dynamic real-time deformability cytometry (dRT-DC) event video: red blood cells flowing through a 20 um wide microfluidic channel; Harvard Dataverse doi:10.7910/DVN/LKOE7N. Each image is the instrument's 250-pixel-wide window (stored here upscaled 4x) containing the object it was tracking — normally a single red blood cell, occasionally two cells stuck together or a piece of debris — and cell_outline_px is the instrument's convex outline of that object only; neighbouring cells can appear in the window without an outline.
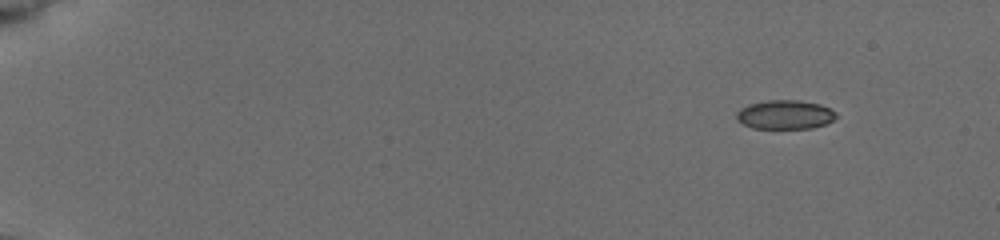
{"species": "common noctule bat (a hibernating species)", "species_latin": "Nyctalus noctula", "temperature_condition": "cold", "stored_images_in_passage": 50, "camera_frame_rate_fps": 3000, "um_per_image_px": 0.085, "animal": {"sex": "female", "body_mass_g": 19.5, "forearm_length_mm": 54.1}, "frame": {"image": 1, "passage_image": 1, "time_ms": 0.0, "image_size_px": [1000, 240], "cell_outline_px": [[836, 116], [832, 120], [824, 124], [812, 128], [752, 128], [736, 120], [736, 112], [740, 108], [748, 104], [768, 100], [800, 100], [820, 104], [836, 112]], "centroid_in_image_um": [66.69, 9.73], "position_along_channel_um": 18.3, "area_um2": 16.82}}
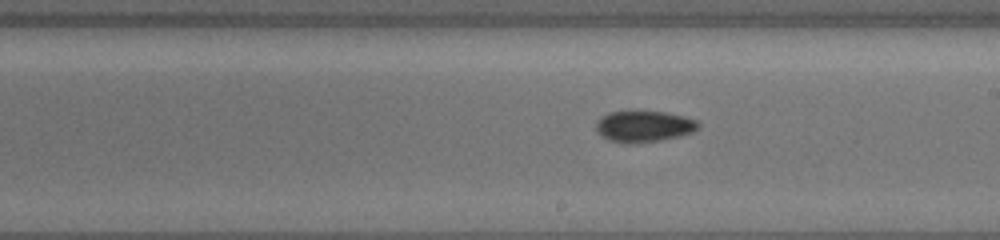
{"frame": {"image": 2, "passage_image": 29, "time_ms": 9.333, "image_size_px": [1000, 240], "cell_outline_px": [[700, 128], [692, 132], [680, 136], [660, 140], [636, 144], [624, 144], [608, 140], [596, 132], [596, 120], [608, 112], [664, 112], [684, 116], [696, 120], [700, 124]], "centroid_in_image_um": [54.71, 10.76], "position_along_channel_um": 234.3, "area_um2": 18.79}}
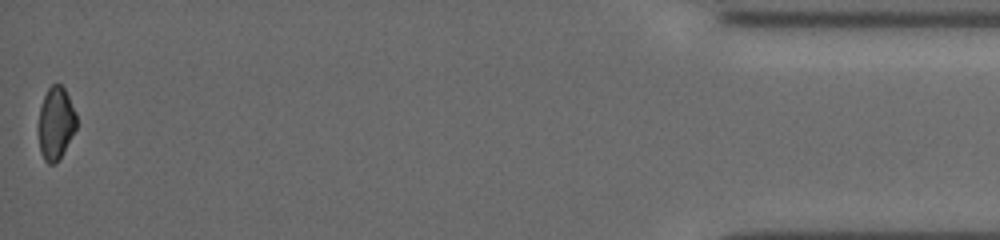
{"frame": {"image": 3, "passage_image": 50, "time_ms": 16.333, "image_size_px": [1000, 240], "cell_outline_px": [[76, 128], [56, 164], [48, 164], [44, 160], [40, 152], [40, 108], [44, 96], [48, 88], [52, 84], [60, 84], [64, 88], [76, 112]], "centroid_in_image_um": [4.76, 10.47], "position_along_channel_um": 430.4, "area_um2": 15.66}}